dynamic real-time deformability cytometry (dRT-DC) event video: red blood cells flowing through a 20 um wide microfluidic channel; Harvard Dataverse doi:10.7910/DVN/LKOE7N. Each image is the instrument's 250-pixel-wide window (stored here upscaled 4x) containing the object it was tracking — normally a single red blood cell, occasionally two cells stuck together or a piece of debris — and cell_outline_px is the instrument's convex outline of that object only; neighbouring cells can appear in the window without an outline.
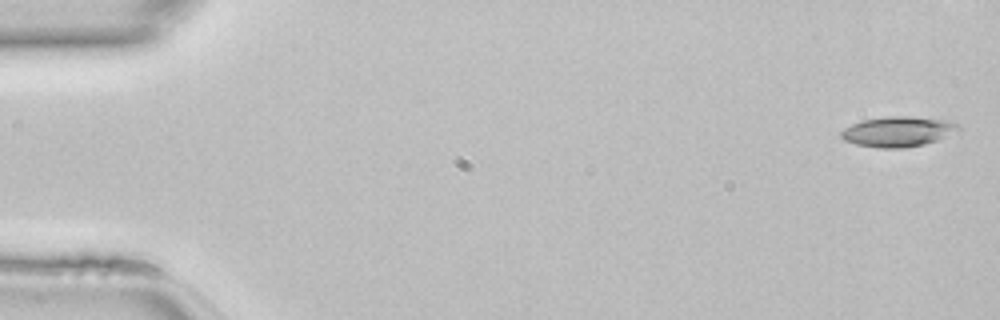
{"species": "common noctule bat (a hibernating species)", "species_latin": "Nyctalus noctula", "temperature_condition": "room temperature", "stored_images_in_passage": 38, "camera_frame_rate_fps": 3000, "um_per_image_px": 0.085, "animal": {"sex": "female", "body_mass_g": 22.7, "forearm_length_mm": 54.2}, "frame": {"image": 1, "passage_image": 1, "time_ms": 0.0, "image_size_px": [1000, 320], "cell_outline_px": [[960, 128], [936, 140], [924, 144], [904, 148], [880, 148], [856, 144], [844, 140], [840, 136], [840, 132], [844, 128], [852, 124], [864, 120], [888, 116], [912, 116], [948, 120], [956, 124]], "centroid_in_image_um": [76.27, 11.18], "position_along_channel_um": 8.7, "area_um2": 20.35}}
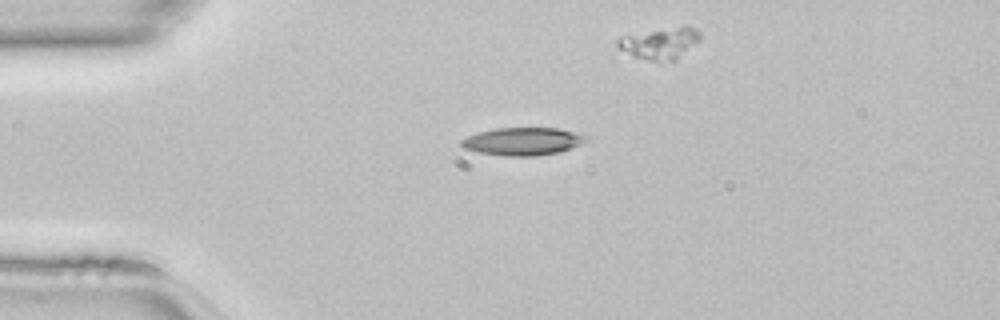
{"frame": {"image": 2, "passage_image": 11, "time_ms": 3.333, "image_size_px": [1000, 320], "cell_outline_px": [[588, 136], [580, 144], [560, 152], [536, 156], [504, 156], [480, 152], [464, 148], [460, 144], [460, 140], [476, 132], [496, 128], [560, 128]], "centroid_in_image_um": [44.4, 12.01], "position_along_channel_um": 40.6, "area_um2": 20.11}}
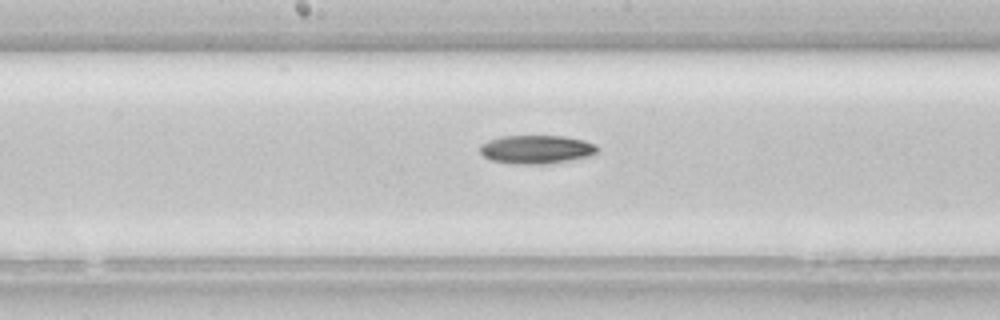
{"frame": {"image": 3, "passage_image": 24, "time_ms": 7.667, "image_size_px": [1000, 320], "cell_outline_px": [[600, 148], [596, 152], [588, 156], [568, 160], [544, 164], [516, 164], [492, 160], [484, 156], [480, 152], [480, 144], [488, 140], [500, 136], [564, 136], [584, 140], [596, 144]], "centroid_in_image_um": [45.59, 12.69], "position_along_channel_um": 202.6, "area_um2": 19.48}}